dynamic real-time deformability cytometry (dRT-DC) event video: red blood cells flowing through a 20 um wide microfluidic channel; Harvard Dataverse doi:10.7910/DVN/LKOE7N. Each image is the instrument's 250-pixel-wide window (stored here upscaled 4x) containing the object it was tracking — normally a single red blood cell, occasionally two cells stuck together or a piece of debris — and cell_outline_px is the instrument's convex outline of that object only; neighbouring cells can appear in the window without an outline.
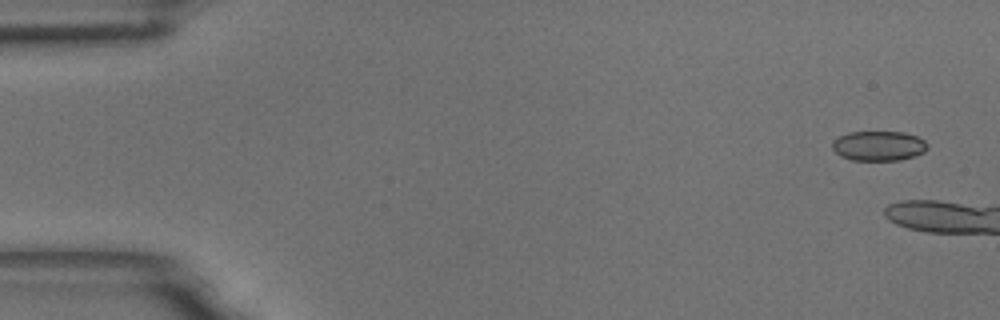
{"species": "common noctule bat (a hibernating species)", "species_latin": "Nyctalus noctula", "temperature_condition": "room temperature", "stored_images_in_passage": 4, "camera_frame_rate_fps": 3000, "um_per_image_px": 0.085, "animal": {"sex": "male", "body_mass_g": 18.8}, "frame": {"image": 1, "passage_image": 1, "time_ms": 0.0, "image_size_px": [1000, 320], "cell_outline_px": [[928, 148], [924, 152], [916, 156], [900, 160], [852, 160], [840, 156], [832, 148], [832, 140], [848, 132], [904, 132], [916, 136], [924, 140], [928, 144]], "centroid_in_image_um": [74.69, 12.4], "position_along_channel_um": 10.3, "area_um2": 16.65}}